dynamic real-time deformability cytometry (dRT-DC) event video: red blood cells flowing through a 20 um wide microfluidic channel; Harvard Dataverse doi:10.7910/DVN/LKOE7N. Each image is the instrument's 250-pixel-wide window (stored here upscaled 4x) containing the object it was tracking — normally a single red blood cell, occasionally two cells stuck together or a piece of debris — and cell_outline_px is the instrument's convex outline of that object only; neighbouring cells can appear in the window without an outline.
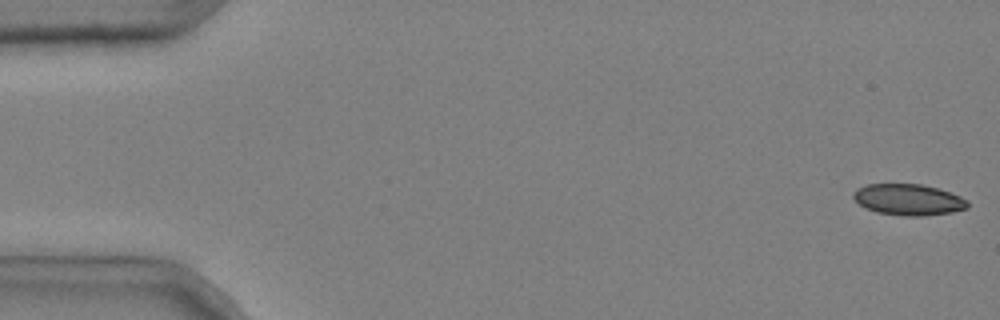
{"species": "common noctule bat (a hibernating species)", "species_latin": "Nyctalus noctula", "temperature_condition": "cold", "stored_images_in_passage": 5, "camera_frame_rate_fps": 3000, "um_per_image_px": 0.085, "animal": {"sex": "male", "body_mass_g": 20.4}, "frame": {"image": 1, "passage_image": 1, "time_ms": 0.0, "image_size_px": [1000, 320], "cell_outline_px": [[968, 208], [952, 212], [924, 216], [908, 216], [876, 212], [864, 208], [852, 196], [852, 192], [856, 188], [868, 184], [920, 184], [936, 188], [960, 196], [968, 200]], "centroid_in_image_um": [77.19, 16.97], "position_along_channel_um": 7.8, "area_um2": 20.75}}
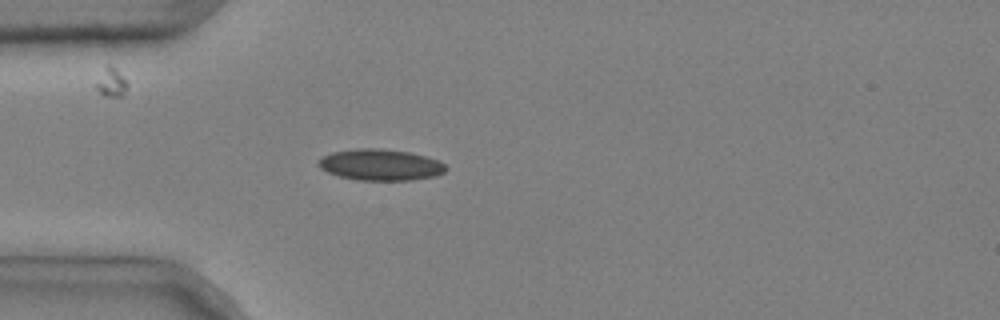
{"frame": {"image": 2, "passage_image": 5, "time_ms": 1.333, "image_size_px": [1000, 320], "cell_outline_px": [[448, 168], [444, 172], [436, 176], [412, 180], [356, 180], [340, 176], [328, 172], [320, 168], [316, 164], [316, 160], [320, 156], [332, 152], [356, 148], [380, 148], [408, 152], [440, 160]], "centroid_in_image_um": [32.3, 14.0], "position_along_channel_um": 52.7, "area_um2": 23.47}}